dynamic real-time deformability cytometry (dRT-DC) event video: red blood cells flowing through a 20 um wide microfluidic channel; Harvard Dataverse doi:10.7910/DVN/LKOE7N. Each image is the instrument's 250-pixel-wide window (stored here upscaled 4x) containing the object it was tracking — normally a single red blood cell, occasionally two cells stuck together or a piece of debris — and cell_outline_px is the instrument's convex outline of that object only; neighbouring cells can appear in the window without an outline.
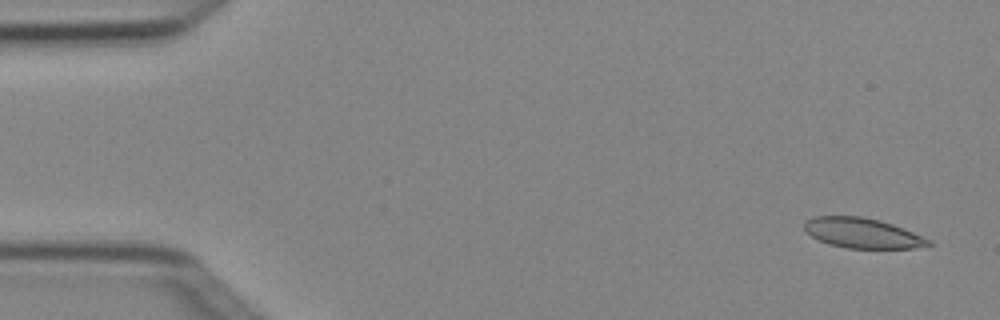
{"species": "Egyptian fruit bat (a non-hibernating species)", "species_latin": "Rousettus aegyptiacus", "temperature_condition": "cold", "stored_images_in_passage": 5, "camera_frame_rate_fps": 3000, "um_per_image_px": 0.085, "animal": {"sex": "female"}, "frame": {"image": 1, "passage_image": 1, "time_ms": 0.0, "image_size_px": [1000, 320], "cell_outline_px": [[932, 244], [912, 248], [848, 248], [828, 244], [804, 232], [804, 220], [816, 216], [860, 216], [880, 220], [892, 224], [932, 240]], "centroid_in_image_um": [73.26, 19.8], "position_along_channel_um": 11.7, "area_um2": 21.68}}
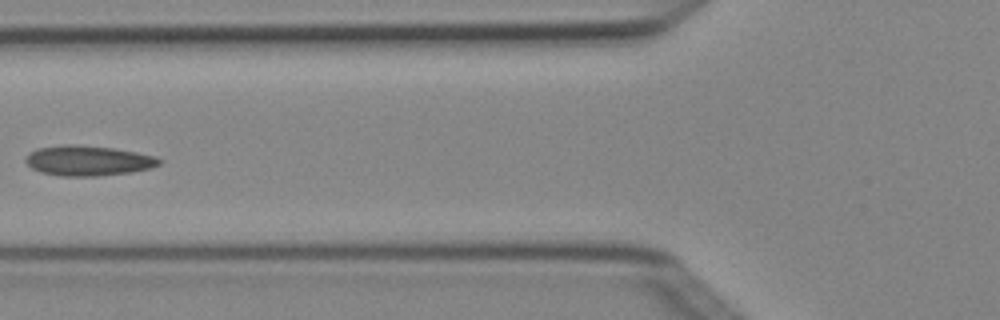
{"frame": {"image": 2, "passage_image": 5, "time_ms": 1.333, "image_size_px": [1000, 320], "cell_outline_px": [[160, 164], [152, 168], [132, 172], [100, 176], [60, 176], [40, 172], [32, 168], [24, 160], [28, 152], [36, 148], [64, 144], [76, 144], [112, 148], [136, 152], [156, 156], [160, 160]], "centroid_in_image_um": [7.46, 13.65], "position_along_channel_um": 118.3, "area_um2": 23.7}}